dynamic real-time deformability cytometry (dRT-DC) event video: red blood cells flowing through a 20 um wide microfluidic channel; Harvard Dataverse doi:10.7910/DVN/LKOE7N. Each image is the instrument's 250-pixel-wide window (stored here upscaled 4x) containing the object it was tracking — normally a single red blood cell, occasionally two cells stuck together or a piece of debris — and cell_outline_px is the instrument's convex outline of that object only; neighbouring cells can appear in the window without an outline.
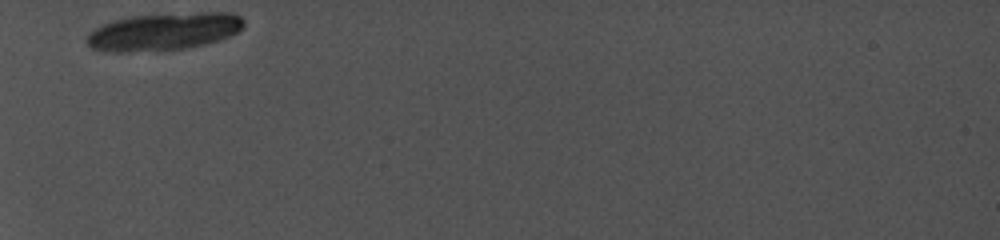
{"species": "common noctule bat (a hibernating species)", "species_latin": "Nyctalus noctula", "temperature_condition": "cold", "stored_images_in_passage": 3, "camera_frame_rate_fps": 5000, "um_per_image_px": 0.085, "animal": {"sex": "female", "body_mass_g": 19.0, "forearm_length_mm": 56.7}, "frame": {"image": 1, "passage_image": 1, "time_ms": 0.0, "image_size_px": [1000, 240], "cell_outline_px": [[244, 28], [228, 36], [204, 44], [184, 48], [124, 52], [108, 52], [92, 48], [88, 44], [88, 36], [96, 28], [112, 20], [128, 16], [200, 12], [232, 12], [240, 16], [244, 20]], "centroid_in_image_um": [13.95, 2.66], "position_along_channel_um": 71.1, "area_um2": 33.99}}